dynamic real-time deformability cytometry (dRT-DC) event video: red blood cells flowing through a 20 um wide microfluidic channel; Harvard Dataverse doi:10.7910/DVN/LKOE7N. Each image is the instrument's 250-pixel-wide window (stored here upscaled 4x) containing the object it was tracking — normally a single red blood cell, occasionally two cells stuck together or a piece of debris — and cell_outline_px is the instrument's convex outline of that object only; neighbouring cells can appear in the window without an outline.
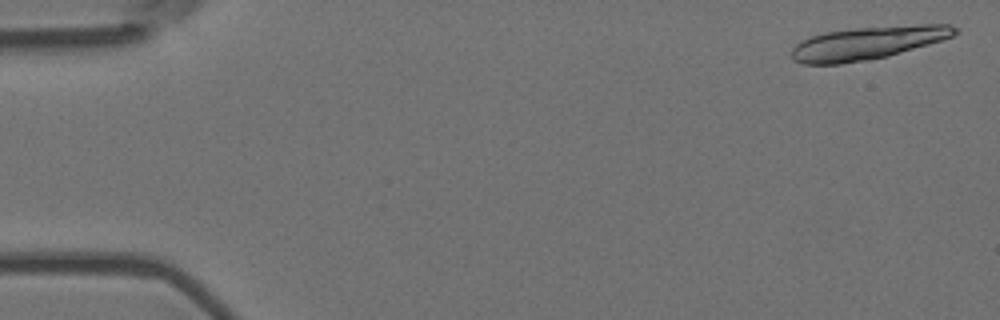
{"species": "Egyptian fruit bat (a non-hibernating species)", "species_latin": "Rousettus aegyptiacus", "temperature_condition": "room temperature", "stored_images_in_passage": 6, "segment_of_instrument_passage": [1, 2], "camera_frame_rate_fps": 3000, "um_per_image_px": 0.085, "animal": {"sex": "female"}, "frame": {"image": 1, "passage_image": 1, "time_ms": 0.0, "image_size_px": [1000, 320], "cell_outline_px": [[960, 32], [952, 36], [928, 44], [888, 56], [868, 60], [840, 64], [804, 64], [792, 60], [792, 48], [800, 40], [812, 36], [828, 32], [860, 28], [920, 24], [948, 24], [956, 28]], "centroid_in_image_um": [73.73, 3.66], "position_along_channel_um": 11.3, "area_um2": 31.1}}